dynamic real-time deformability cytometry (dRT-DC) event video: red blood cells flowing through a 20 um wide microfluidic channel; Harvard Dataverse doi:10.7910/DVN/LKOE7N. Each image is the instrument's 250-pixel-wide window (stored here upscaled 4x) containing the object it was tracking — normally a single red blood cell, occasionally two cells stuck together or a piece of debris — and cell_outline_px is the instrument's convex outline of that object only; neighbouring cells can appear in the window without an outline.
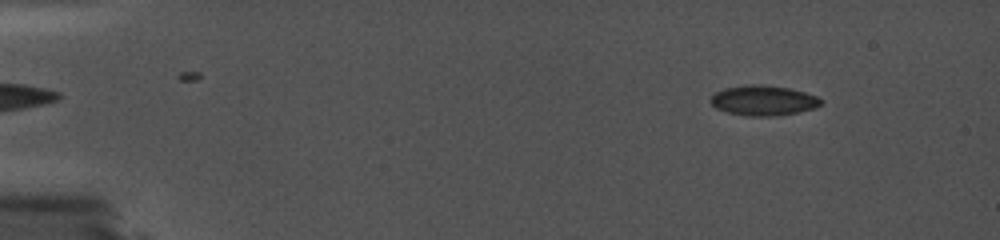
{"species": "common noctule bat (a hibernating species)", "species_latin": "Nyctalus noctula", "temperature_condition": "cold", "stored_images_in_passage": 71, "camera_frame_rate_fps": 5000, "um_per_image_px": 0.085, "animal": {"sex": "female", "body_mass_g": 19.0, "forearm_length_mm": 56.7}, "frame": {"image": 1, "passage_image": 11, "time_ms": 2.0, "image_size_px": [1000, 240], "cell_outline_px": [[824, 104], [816, 108], [796, 112], [772, 116], [744, 116], [728, 112], [716, 108], [708, 100], [716, 92], [724, 88], [752, 84], [760, 84], [788, 88], [804, 92], [816, 96], [824, 100]], "centroid_in_image_um": [64.9, 8.54], "position_along_channel_um": 20.1, "area_um2": 19.36}}
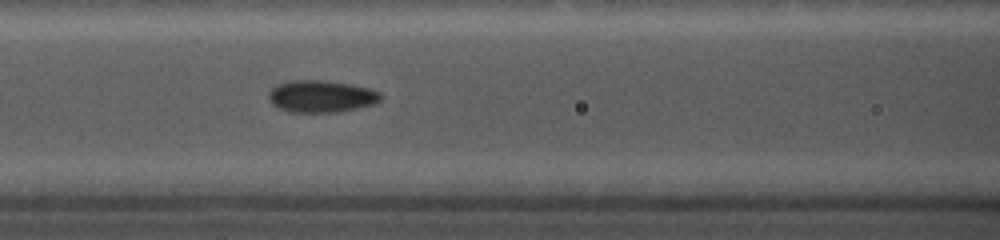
{"frame": {"image": 2, "passage_image": 42, "time_ms": 8.2, "image_size_px": [1000, 240], "cell_outline_px": [[380, 100], [376, 104], [336, 112], [288, 112], [276, 108], [268, 100], [268, 92], [276, 84], [292, 80], [324, 80], [352, 84], [368, 88], [380, 92]], "centroid_in_image_um": [27.25, 8.19], "position_along_channel_um": 139.3, "area_um2": 21.15}}
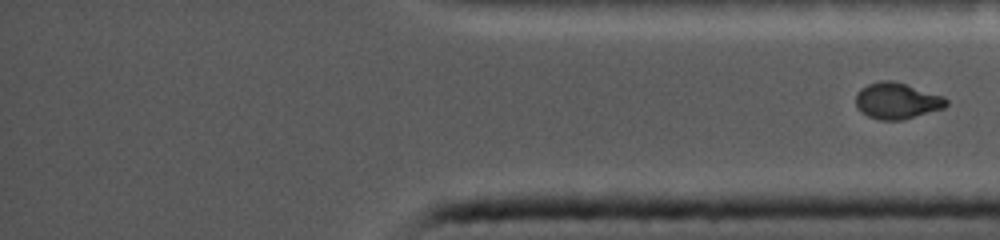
{"frame": {"image": 3, "passage_image": 71, "time_ms": 14.0, "image_size_px": [1000, 240], "cell_outline_px": [[948, 104], [944, 108], [904, 120], [880, 120], [868, 116], [856, 104], [856, 92], [860, 88], [868, 84], [884, 80], [892, 80], [944, 96], [948, 100]], "centroid_in_image_um": [76.26, 8.57], "position_along_channel_um": 358.9, "area_um2": 19.02}}